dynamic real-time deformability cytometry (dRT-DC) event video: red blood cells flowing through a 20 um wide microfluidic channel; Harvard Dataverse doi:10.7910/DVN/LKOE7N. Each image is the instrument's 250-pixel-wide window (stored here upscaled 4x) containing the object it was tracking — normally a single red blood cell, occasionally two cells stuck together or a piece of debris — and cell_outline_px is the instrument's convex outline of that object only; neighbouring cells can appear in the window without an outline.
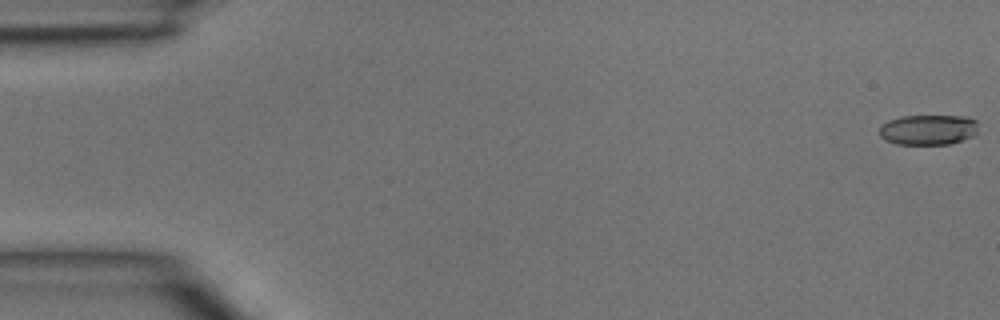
{"species": "common noctule bat (a hibernating species)", "species_latin": "Nyctalus noctula", "temperature_condition": "room temperature", "stored_images_in_passage": 5, "segment_of_instrument_passage": [2, 2], "camera_frame_rate_fps": 3000, "um_per_image_px": 0.085, "animal": {"sex": "male", "body_mass_g": 15.6}, "frame": {"image": 1, "passage_image": 5, "time_ms": 1.333, "image_size_px": [1000, 320], "cell_outline_px": [[976, 132], [972, 136], [948, 144], [896, 144], [880, 136], [880, 128], [888, 120], [900, 116], [968, 116], [976, 120]], "centroid_in_image_um": [78.9, 11.01], "position_along_channel_um": 6.1, "area_um2": 17.22}}